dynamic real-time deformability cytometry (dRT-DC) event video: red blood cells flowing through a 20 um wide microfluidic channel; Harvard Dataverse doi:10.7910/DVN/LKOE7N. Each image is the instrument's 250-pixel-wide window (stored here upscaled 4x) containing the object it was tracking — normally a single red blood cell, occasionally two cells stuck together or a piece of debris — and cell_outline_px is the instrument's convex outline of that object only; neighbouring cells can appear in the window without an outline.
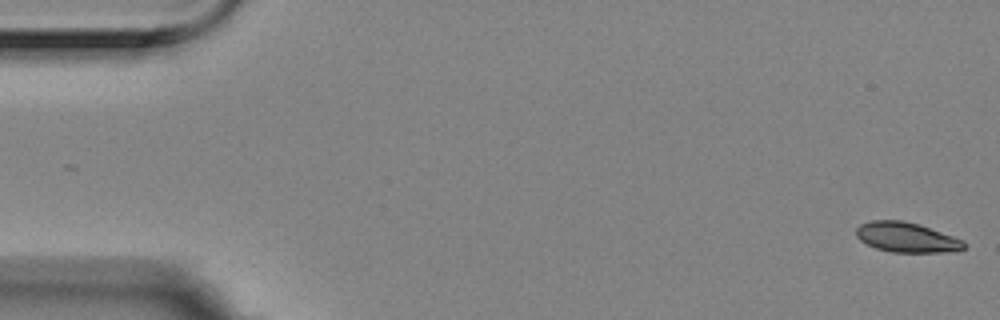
{"species": "Egyptian fruit bat (a non-hibernating species)", "species_latin": "Rousettus aegyptiacus", "temperature_condition": "room temperature", "stored_images_in_passage": 57, "segment_of_instrument_passage": [1, 2], "camera_frame_rate_fps": 3000, "um_per_image_px": 0.085, "animal": {"sex": "female"}, "frame": {"image": 1, "passage_image": 1, "time_ms": 0.0, "image_size_px": [1000, 320], "cell_outline_px": [[964, 248], [956, 252], [892, 252], [876, 248], [860, 240], [856, 236], [856, 228], [860, 224], [872, 220], [904, 220], [920, 224], [964, 240]], "centroid_in_image_um": [77.07, 20.17], "position_along_channel_um": 7.9, "area_um2": 18.9}}
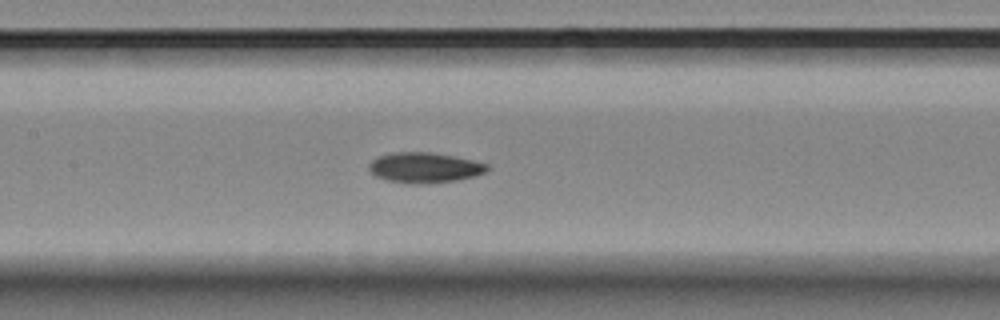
{"frame": {"image": 2, "passage_image": 26, "time_ms": 8.333, "image_size_px": [1000, 320], "cell_outline_px": [[492, 168], [488, 172], [476, 176], [456, 180], [424, 184], [412, 184], [388, 180], [376, 176], [368, 168], [368, 164], [372, 160], [380, 156], [392, 152], [432, 152], [456, 156], [488, 164]], "centroid_in_image_um": [36.15, 14.24], "position_along_channel_um": 171.3, "area_um2": 21.1}}
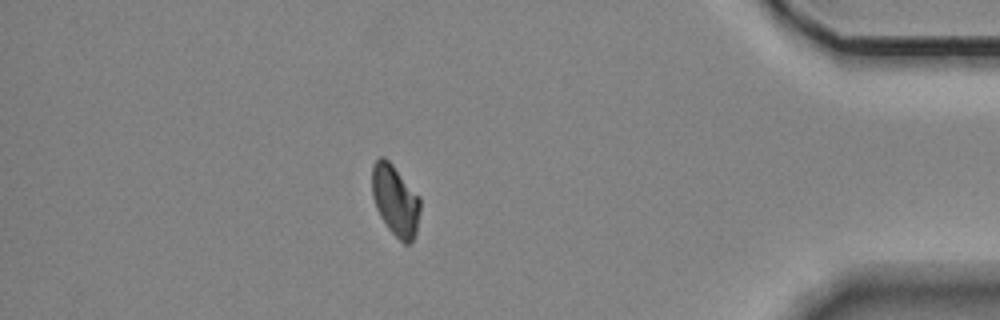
{"frame": {"image": 3, "passage_image": 49, "time_ms": 16.0, "image_size_px": [1000, 320], "cell_outline_px": [[420, 208], [416, 232], [412, 240], [408, 244], [404, 244], [388, 228], [380, 216], [376, 208], [372, 196], [372, 164], [380, 156], [384, 156], [392, 164], [420, 196]], "centroid_in_image_um": [33.59, 17.01], "position_along_channel_um": 401.6, "area_um2": 19.88}}